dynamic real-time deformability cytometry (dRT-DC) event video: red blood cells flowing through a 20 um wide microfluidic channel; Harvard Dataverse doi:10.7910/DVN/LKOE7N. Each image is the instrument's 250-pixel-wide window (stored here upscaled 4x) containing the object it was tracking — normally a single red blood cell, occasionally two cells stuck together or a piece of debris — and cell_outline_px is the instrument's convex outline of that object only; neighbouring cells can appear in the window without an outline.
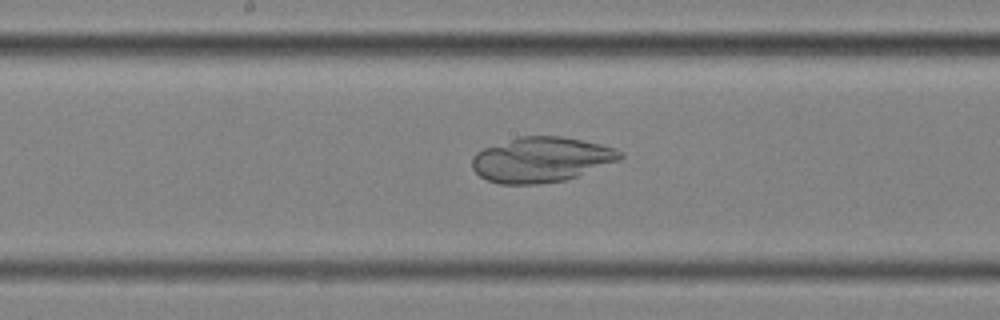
{"species": "common noctule bat (a hibernating species)", "species_latin": "Nyctalus noctula", "temperature_condition": "cold", "stored_images_in_passage": 40, "camera_frame_rate_fps": 3000, "um_per_image_px": 0.085, "animal": {"sex": "female", "body_mass_g": 25.1}, "frame": {"image": 1, "passage_image": 20, "time_ms": 6.333, "image_size_px": [1000, 320], "cell_outline_px": [[624, 156], [620, 160], [576, 176], [564, 180], [540, 184], [500, 184], [488, 180], [480, 176], [472, 168], [472, 156], [476, 152], [484, 148], [520, 136], [560, 136], [600, 144], [616, 148], [624, 152]], "centroid_in_image_um": [46.01, 13.57], "position_along_channel_um": 202.2, "area_um2": 38.78}}
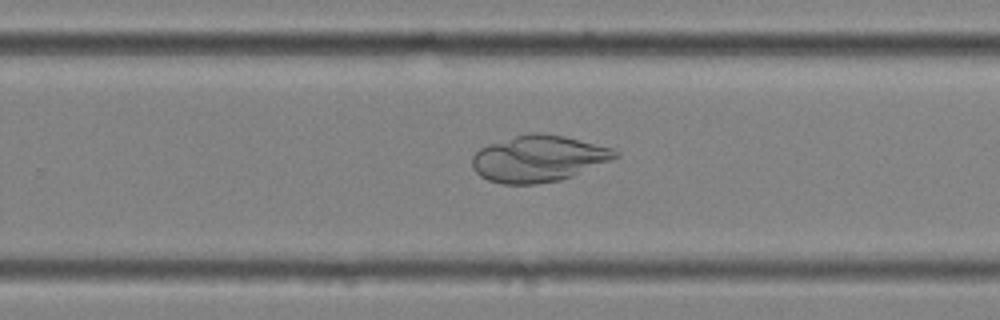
{"frame": {"image": 2, "passage_image": 27, "time_ms": 8.667, "image_size_px": [1000, 320], "cell_outline_px": [[620, 156], [612, 160], [572, 176], [560, 180], [536, 184], [504, 184], [488, 180], [480, 176], [472, 168], [472, 156], [480, 148], [488, 144], [516, 136], [532, 132], [540, 132], [564, 136], [612, 148], [620, 152]], "centroid_in_image_um": [45.77, 13.48], "position_along_channel_um": 284.0, "area_um2": 38.67}}
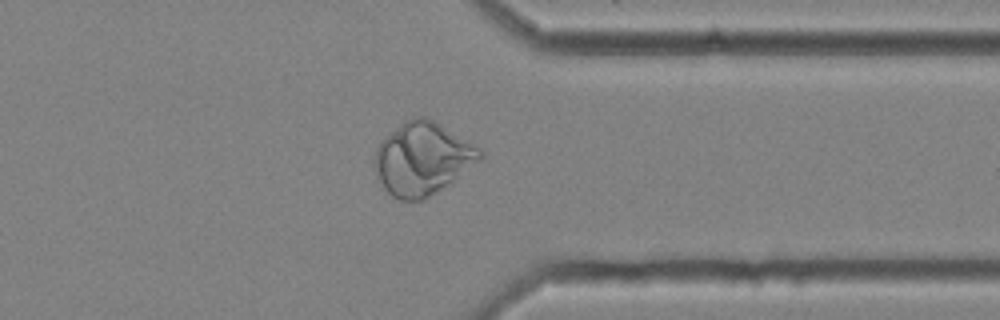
{"frame": {"image": 3, "passage_image": 35, "time_ms": 11.333, "image_size_px": [1000, 320], "cell_outline_px": [[484, 156], [480, 160], [436, 192], [424, 200], [400, 200], [392, 196], [384, 188], [372, 164], [376, 148], [400, 124], [416, 116], [424, 116], [436, 120], [480, 148], [484, 152]], "centroid_in_image_um": [35.91, 13.47], "position_along_channel_um": 375.5, "area_um2": 44.16}}